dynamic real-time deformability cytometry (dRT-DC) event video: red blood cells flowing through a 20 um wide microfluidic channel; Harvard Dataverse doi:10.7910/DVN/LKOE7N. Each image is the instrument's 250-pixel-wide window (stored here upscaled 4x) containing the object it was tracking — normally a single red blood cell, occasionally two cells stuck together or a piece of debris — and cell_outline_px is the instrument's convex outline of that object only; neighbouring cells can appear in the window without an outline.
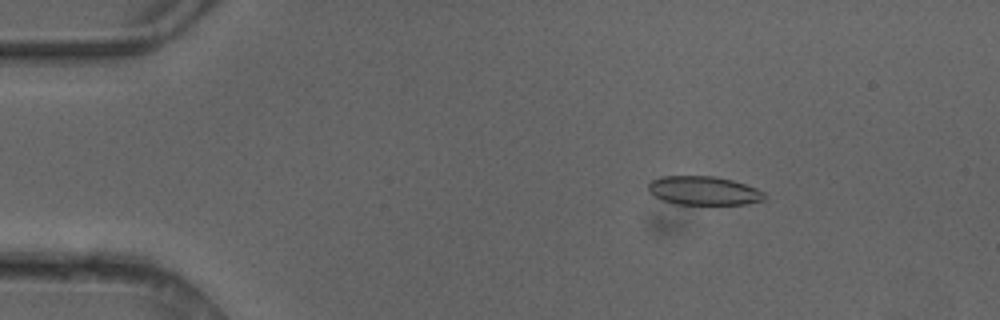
{"species": "common noctule bat (a hibernating species)", "species_latin": "Nyctalus noctula", "temperature_condition": "cold", "stored_images_in_passage": 5, "camera_frame_rate_fps": 3000, "um_per_image_px": 0.085, "animal": {"sex": "female"}, "frame": {"image": 1, "passage_image": 3, "time_ms": 0.667, "image_size_px": [1000, 320], "cell_outline_px": [[764, 200], [744, 204], [676, 204], [660, 200], [648, 192], [648, 184], [652, 180], [664, 176], [712, 176], [732, 180], [756, 188], [764, 192]], "centroid_in_image_um": [59.77, 16.21], "position_along_channel_um": 25.2, "area_um2": 19.42}}
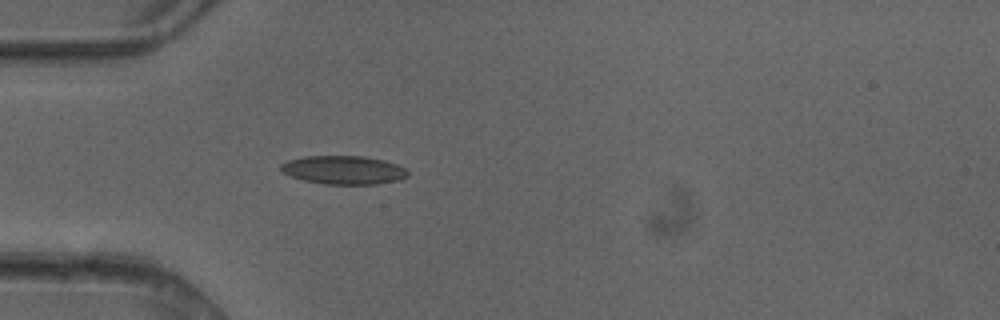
{"frame": {"image": 2, "passage_image": 5, "time_ms": 1.333, "image_size_px": [1000, 320], "cell_outline_px": [[408, 176], [400, 180], [376, 184], [324, 184], [304, 180], [292, 176], [284, 172], [280, 168], [280, 164], [288, 160], [304, 156], [364, 156], [384, 160], [396, 164], [404, 168], [408, 172]], "centroid_in_image_um": [29.22, 14.44], "position_along_channel_um": 55.8, "area_um2": 21.04}}